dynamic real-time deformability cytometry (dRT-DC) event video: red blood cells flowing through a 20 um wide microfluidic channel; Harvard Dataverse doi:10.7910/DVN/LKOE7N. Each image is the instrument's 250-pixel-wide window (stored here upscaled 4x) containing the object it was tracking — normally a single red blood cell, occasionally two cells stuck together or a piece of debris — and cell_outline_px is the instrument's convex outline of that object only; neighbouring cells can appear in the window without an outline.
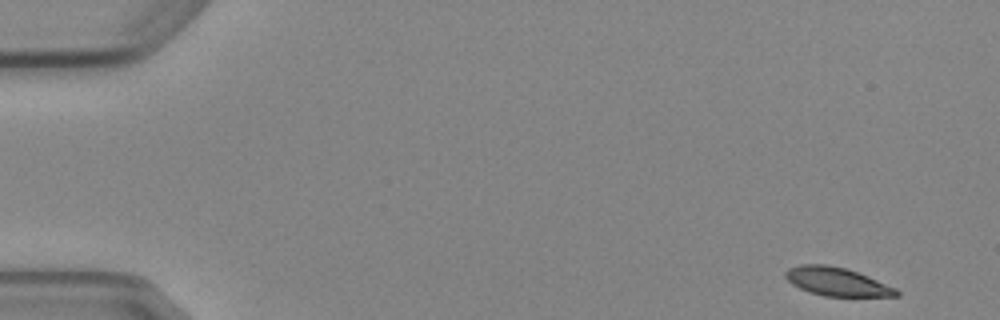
{"species": "Egyptian fruit bat (a non-hibernating species)", "species_latin": "Rousettus aegyptiacus", "temperature_condition": "cold", "stored_images_in_passage": 5, "camera_frame_rate_fps": 3000, "um_per_image_px": 0.085, "animal": {"sex": "female"}, "frame": {"image": 1, "passage_image": 1, "time_ms": 0.0, "image_size_px": [1000, 320], "cell_outline_px": [[900, 296], [824, 296], [808, 292], [792, 284], [784, 276], [784, 272], [788, 268], [800, 264], [828, 264], [844, 268], [868, 276], [896, 288], [900, 292]], "centroid_in_image_um": [71.11, 23.94], "position_along_channel_um": 13.9, "area_um2": 18.38}}
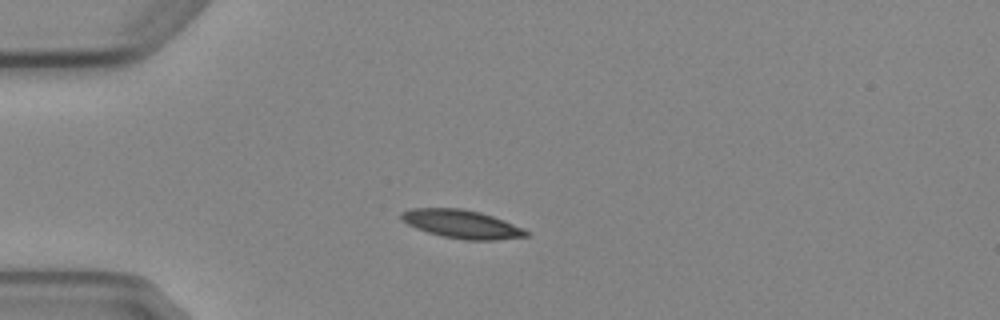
{"frame": {"image": 2, "passage_image": 4, "time_ms": 3.667, "image_size_px": [1000, 320], "cell_outline_px": [[528, 236], [496, 240], [464, 240], [444, 236], [428, 232], [416, 228], [400, 220], [400, 212], [412, 208], [460, 208], [480, 212], [504, 220], [524, 228], [528, 232]], "centroid_in_image_um": [39.23, 19.04], "position_along_channel_um": 45.8, "area_um2": 20.63}}